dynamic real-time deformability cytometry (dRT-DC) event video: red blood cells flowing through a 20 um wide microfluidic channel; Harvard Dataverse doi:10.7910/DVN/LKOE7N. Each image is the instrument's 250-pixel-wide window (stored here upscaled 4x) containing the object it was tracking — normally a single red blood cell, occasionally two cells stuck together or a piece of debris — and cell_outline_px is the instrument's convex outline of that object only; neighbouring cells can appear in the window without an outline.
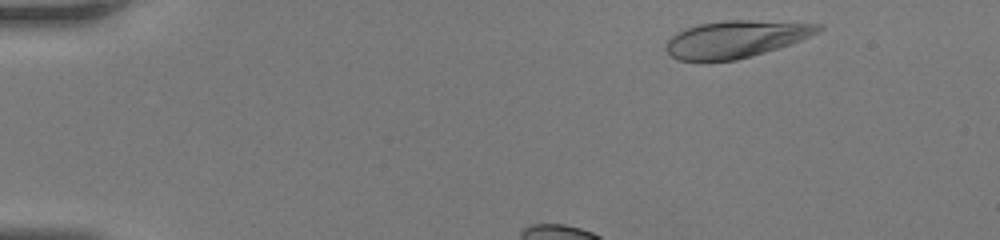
{"species": "human", "species_latin": "Homo sapiens", "temperature_condition": "room temperature", "stored_images_in_passage": 39, "camera_frame_rate_fps": 3000, "um_per_image_px": 0.085, "donor": {"sex": "female"}, "frame": {"image": 1, "passage_image": 4, "time_ms": 1.0, "image_size_px": [1000, 240], "cell_outline_px": [[824, 28], [800, 40], [764, 52], [736, 60], [680, 60], [672, 56], [664, 48], [668, 40], [676, 32], [700, 24], [728, 20], [748, 20], [824, 24]], "centroid_in_image_um": [62.53, 3.31], "position_along_channel_um": 22.5, "area_um2": 32.19}}
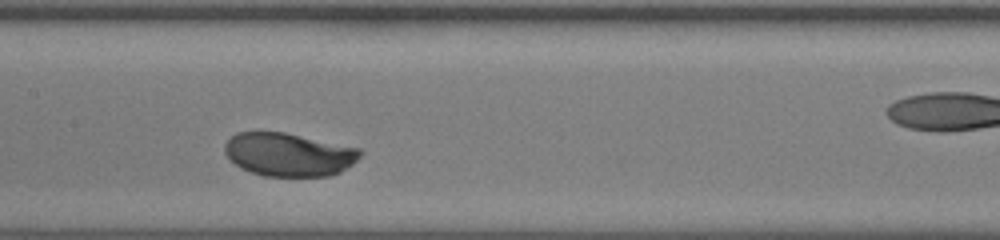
{"frame": {"image": 2, "passage_image": 21, "time_ms": 6.667, "image_size_px": [1000, 240], "cell_outline_px": [[364, 152], [352, 164], [340, 172], [328, 176], [264, 176], [240, 168], [224, 152], [224, 144], [236, 132], [284, 132], [360, 148]], "centroid_in_image_um": [24.55, 13.13], "position_along_channel_um": 182.8, "area_um2": 34.1}}
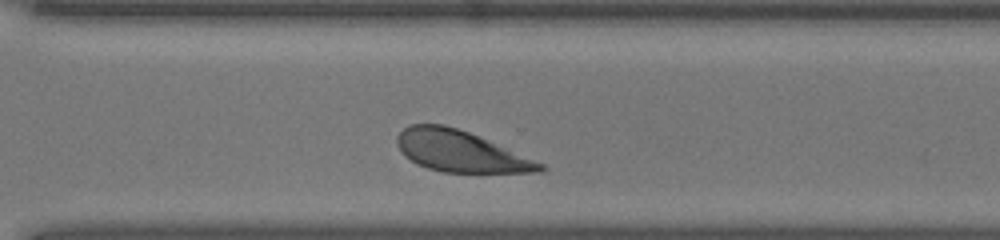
{"frame": {"image": 3, "passage_image": 33, "time_ms": 10.667, "image_size_px": [1000, 240], "cell_outline_px": [[548, 168], [544, 172], [444, 172], [428, 168], [416, 164], [404, 156], [400, 152], [396, 144], [396, 136], [408, 124], [444, 124], [468, 132], [544, 164]], "centroid_in_image_um": [39.07, 12.86], "position_along_channel_um": 331.5, "area_um2": 34.04}}